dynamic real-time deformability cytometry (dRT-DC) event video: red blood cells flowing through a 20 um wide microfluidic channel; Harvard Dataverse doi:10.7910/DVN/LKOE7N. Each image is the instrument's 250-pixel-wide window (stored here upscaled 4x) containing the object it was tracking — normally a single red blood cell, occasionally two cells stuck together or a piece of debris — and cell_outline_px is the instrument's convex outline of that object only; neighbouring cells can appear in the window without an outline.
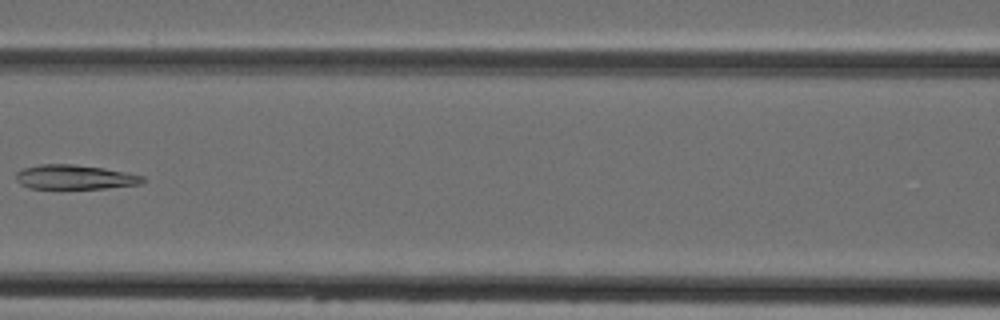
{"species": "Egyptian fruit bat (a non-hibernating species)", "species_latin": "Rousettus aegyptiacus", "temperature_condition": "cold", "stored_images_in_passage": 8, "camera_frame_rate_fps": 3000, "um_per_image_px": 0.085, "animal": {"sex": "female"}, "frame": {"image": 1, "passage_image": 7, "time_ms": 7.0, "image_size_px": [1000, 320], "cell_outline_px": [[144, 180], [140, 184], [104, 188], [28, 188], [20, 184], [16, 180], [16, 172], [24, 168], [40, 164], [72, 164], [104, 168], [144, 176]], "centroid_in_image_um": [6.32, 15.05], "position_along_channel_um": 160.3, "area_um2": 17.86}}
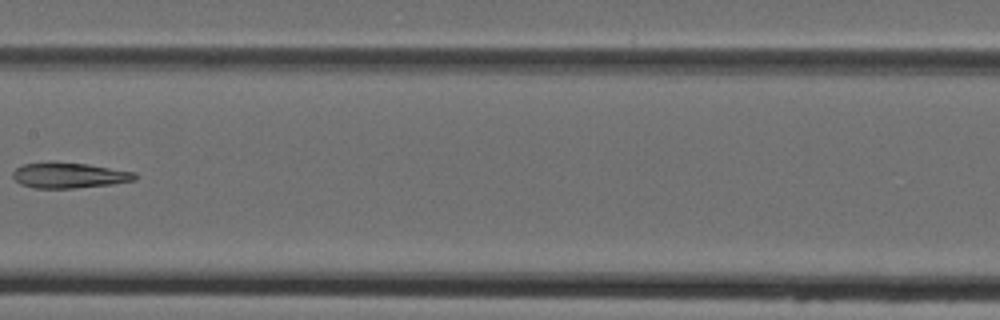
{"frame": {"image": 2, "passage_image": 8, "time_ms": 8.0, "image_size_px": [1000, 320], "cell_outline_px": [[136, 180], [112, 184], [76, 188], [32, 188], [20, 184], [12, 176], [12, 172], [16, 168], [24, 164], [88, 164], [136, 172]], "centroid_in_image_um": [5.91, 14.94], "position_along_channel_um": 201.5, "area_um2": 17.63}}